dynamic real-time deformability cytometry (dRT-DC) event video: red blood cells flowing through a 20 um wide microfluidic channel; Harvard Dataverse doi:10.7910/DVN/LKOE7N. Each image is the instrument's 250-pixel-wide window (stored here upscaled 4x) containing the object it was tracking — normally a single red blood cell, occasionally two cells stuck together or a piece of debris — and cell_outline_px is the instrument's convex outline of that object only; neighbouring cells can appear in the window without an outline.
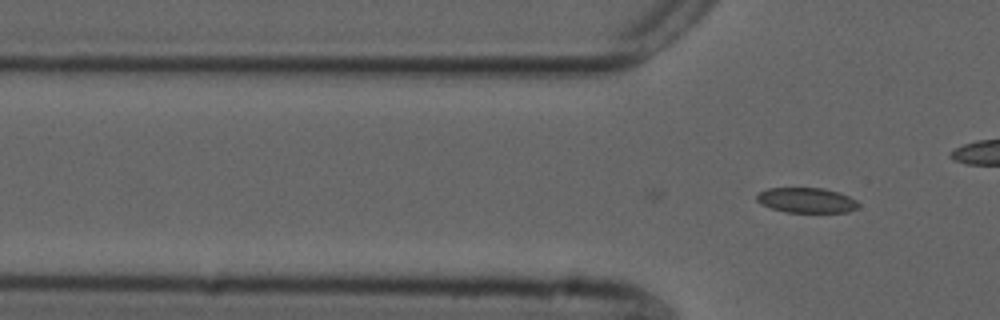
{"species": "common noctule bat (a hibernating species)", "species_latin": "Nyctalus noctula", "temperature_condition": "cold", "stored_images_in_passage": 2, "camera_frame_rate_fps": 3000, "um_per_image_px": 0.085, "animal": {"sex": "male", "forearm_length_mm": 52.5}, "frame": {"image": 1, "passage_image": 2, "time_ms": 0.333, "image_size_px": [1000, 320], "cell_outline_px": [[860, 204], [856, 208], [848, 212], [784, 212], [760, 204], [756, 200], [756, 196], [760, 192], [768, 188], [824, 188], [840, 192], [856, 200]], "centroid_in_image_um": [68.55, 17.02], "position_along_channel_um": 57.2, "area_um2": 14.91}}